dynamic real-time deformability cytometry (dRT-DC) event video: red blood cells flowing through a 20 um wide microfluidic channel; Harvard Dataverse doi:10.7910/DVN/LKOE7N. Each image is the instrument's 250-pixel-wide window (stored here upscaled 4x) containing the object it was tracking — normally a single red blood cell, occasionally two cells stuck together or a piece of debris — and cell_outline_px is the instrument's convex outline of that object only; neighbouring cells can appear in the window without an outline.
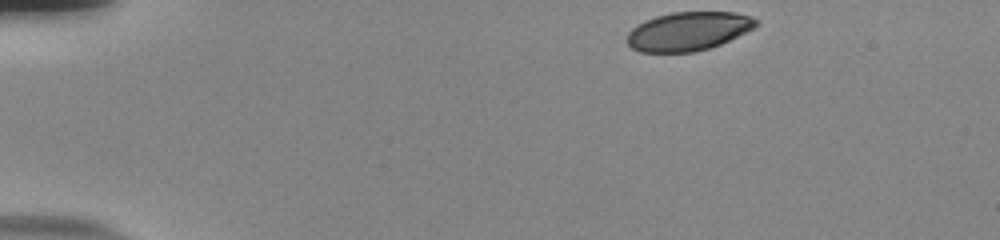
{"species": "human", "species_latin": "Homo sapiens", "temperature_condition": "room temperature", "stored_images_in_passage": 46, "camera_frame_rate_fps": 3000, "um_per_image_px": 0.085, "donor": {"sex": "male"}, "frame": {"image": 1, "passage_image": 1, "time_ms": 0.0, "image_size_px": [1000, 240], "cell_outline_px": [[756, 28], [720, 44], [696, 52], [640, 52], [632, 48], [628, 44], [628, 32], [636, 24], [644, 20], [656, 16], [672, 12], [736, 12], [748, 16], [756, 20]], "centroid_in_image_um": [58.48, 2.65], "position_along_channel_um": 26.5, "area_um2": 29.07}}
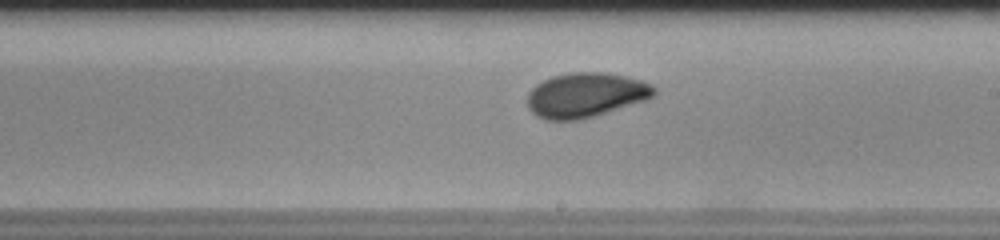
{"frame": {"image": 2, "passage_image": 25, "time_ms": 8.0, "image_size_px": [1000, 240], "cell_outline_px": [[656, 92], [648, 100], [580, 120], [544, 120], [536, 116], [528, 108], [528, 92], [536, 84], [552, 76], [572, 72], [604, 72], [624, 76], [640, 80], [652, 84], [656, 88]], "centroid_in_image_um": [49.78, 8.08], "position_along_channel_um": 239.2, "area_um2": 33.12}}
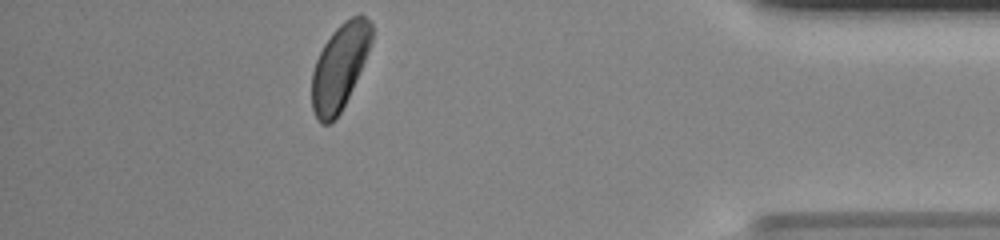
{"frame": {"image": 3, "passage_image": 41, "time_ms": 13.333, "image_size_px": [1000, 240], "cell_outline_px": [[372, 40], [368, 52], [352, 88], [340, 112], [328, 124], [320, 124], [312, 108], [312, 72], [316, 60], [324, 44], [332, 32], [344, 20], [360, 12], [372, 24]], "centroid_in_image_um": [28.87, 5.63], "position_along_channel_um": 406.3, "area_um2": 29.42}, "authors_computed_cell_mechanics": {"area_um2": 31.4432, "velocity_mm_per_s": 3.8359, "shape_relaxation_time_tau1_ms": 3.3613, "shape_relaxation_time_tau2_ms": 1.0617, "deformation_change_tau1": 0.1195, "deformation_change_tau2": 0.0529}}